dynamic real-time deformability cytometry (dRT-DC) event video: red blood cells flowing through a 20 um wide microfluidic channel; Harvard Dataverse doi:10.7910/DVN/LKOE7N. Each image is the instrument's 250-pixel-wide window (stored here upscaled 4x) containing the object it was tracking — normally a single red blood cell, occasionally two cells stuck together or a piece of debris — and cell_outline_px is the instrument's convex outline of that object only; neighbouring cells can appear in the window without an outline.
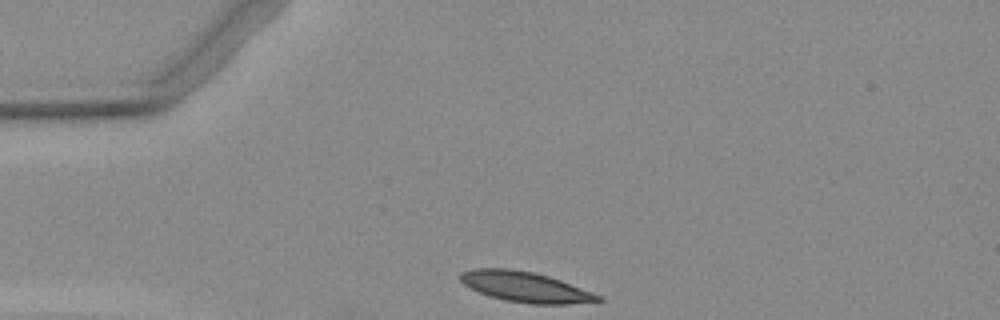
{"species": "Egyptian fruit bat (a non-hibernating species)", "species_latin": "Rousettus aegyptiacus", "temperature_condition": "warm", "stored_images_in_passage": 6, "camera_frame_rate_fps": 3000, "um_per_image_px": 0.085, "animal": {"sex": "female"}, "frame": {"image": 1, "passage_image": 1, "time_ms": 0.0, "image_size_px": [1000, 320], "cell_outline_px": [[604, 300], [568, 304], [528, 304], [504, 300], [488, 296], [464, 284], [460, 280], [460, 272], [472, 268], [508, 268], [532, 272], [548, 276], [560, 280], [592, 292], [600, 296]], "centroid_in_image_um": [44.61, 24.39], "position_along_channel_um": 40.4, "area_um2": 24.22}}
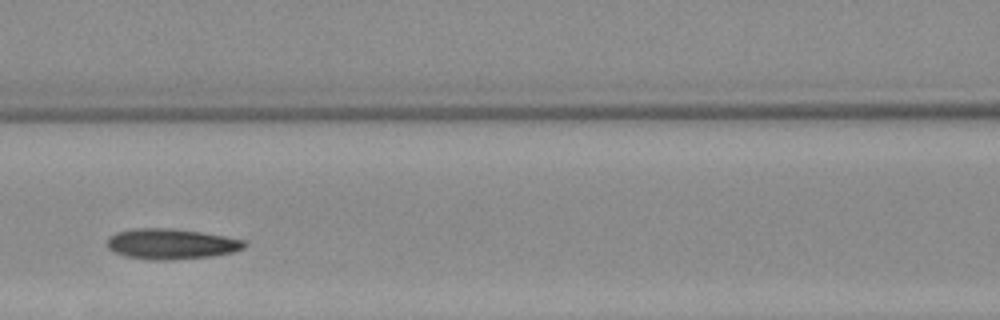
{"frame": {"image": 2, "passage_image": 4, "time_ms": 3.667, "image_size_px": [1000, 320], "cell_outline_px": [[248, 244], [244, 248], [232, 252], [212, 256], [172, 260], [156, 260], [124, 256], [112, 252], [108, 248], [108, 236], [116, 232], [136, 228], [168, 228], [200, 232], [224, 236], [244, 240]], "centroid_in_image_um": [14.53, 20.74], "position_along_channel_um": 152.1, "area_um2": 24.39}}
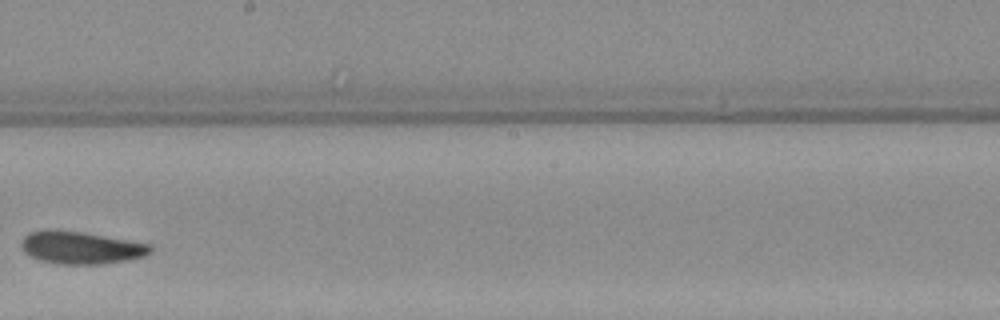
{"frame": {"image": 3, "passage_image": 6, "time_ms": 6.0, "image_size_px": [1000, 320], "cell_outline_px": [[152, 252], [144, 256], [128, 260], [96, 264], [60, 264], [40, 260], [24, 252], [20, 244], [24, 236], [28, 232], [84, 232], [128, 240], [148, 244], [152, 248]], "centroid_in_image_um": [6.91, 21.08], "position_along_channel_um": 241.3, "area_um2": 23.7}}